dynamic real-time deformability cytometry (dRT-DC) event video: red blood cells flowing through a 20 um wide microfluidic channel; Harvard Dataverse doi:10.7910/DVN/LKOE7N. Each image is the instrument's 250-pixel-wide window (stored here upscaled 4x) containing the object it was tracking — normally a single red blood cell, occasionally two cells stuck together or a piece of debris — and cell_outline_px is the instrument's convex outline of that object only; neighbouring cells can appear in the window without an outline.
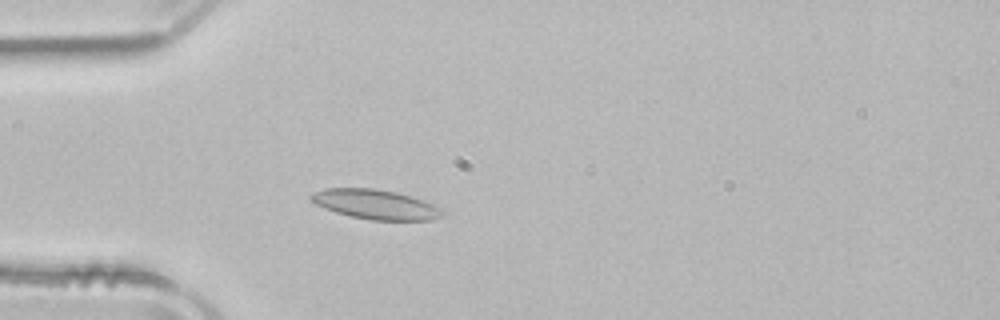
{"species": "common noctule bat (a hibernating species)", "species_latin": "Nyctalus noctula", "temperature_condition": "room temperature", "stored_images_in_passage": 3, "camera_frame_rate_fps": 3000, "um_per_image_px": 0.085, "animal": {"sex": "male", "body_mass_g": 21.5, "forearm_length_mm": 52.0}, "frame": {"image": 1, "passage_image": 3, "time_ms": 0.667, "image_size_px": [1000, 320], "cell_outline_px": [[444, 216], [432, 220], [372, 220], [352, 216], [336, 212], [324, 208], [316, 204], [308, 196], [324, 188], [372, 188], [396, 192], [432, 204], [440, 208], [444, 212]], "centroid_in_image_um": [31.92, 17.38], "position_along_channel_um": 53.1, "area_um2": 22.37}}